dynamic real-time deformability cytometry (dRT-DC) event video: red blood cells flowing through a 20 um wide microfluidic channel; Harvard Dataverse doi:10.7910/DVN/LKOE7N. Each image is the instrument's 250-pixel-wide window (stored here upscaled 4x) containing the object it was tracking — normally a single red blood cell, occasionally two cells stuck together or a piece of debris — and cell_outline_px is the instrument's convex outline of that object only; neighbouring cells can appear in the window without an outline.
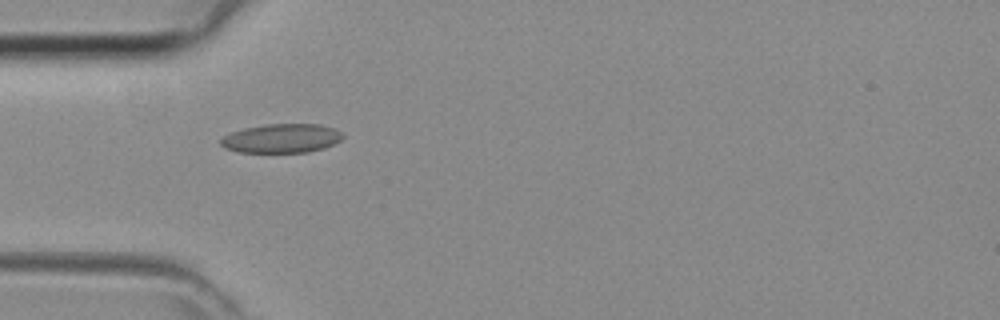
{"species": "common noctule bat (a hibernating species)", "species_latin": "Nyctalus noctula", "temperature_condition": "room temperature", "stored_images_in_passage": 32, "camera_frame_rate_fps": 3000, "um_per_image_px": 0.085, "animal": {"sex": "female", "body_mass_g": 29.2, "forearm_length_mm": 56.3}, "frame": {"image": 1, "passage_image": 1, "time_ms": 0.0, "image_size_px": [1000, 320], "cell_outline_px": [[344, 136], [340, 140], [324, 148], [308, 152], [236, 152], [224, 148], [220, 144], [220, 140], [224, 136], [232, 132], [244, 128], [264, 124], [320, 124], [344, 132]], "centroid_in_image_um": [23.93, 11.76], "position_along_channel_um": 61.1, "area_um2": 20.69}}
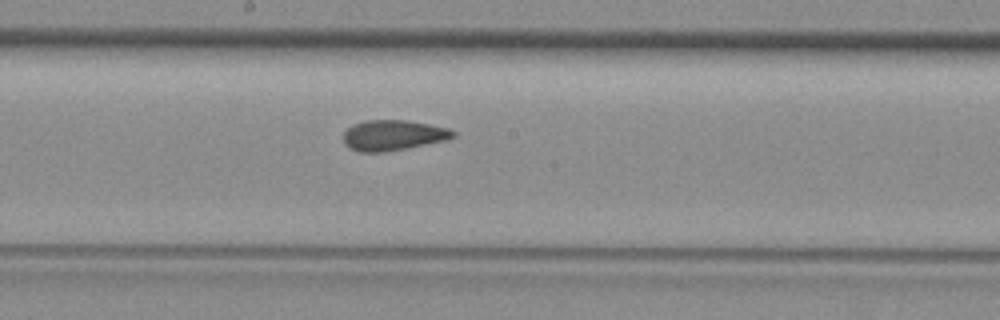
{"frame": {"image": 2, "passage_image": 11, "time_ms": 3.333, "image_size_px": [1000, 320], "cell_outline_px": [[456, 136], [448, 140], [408, 148], [384, 152], [360, 152], [348, 148], [344, 144], [344, 132], [352, 124], [368, 120], [404, 120], [428, 124], [448, 128], [456, 132]], "centroid_in_image_um": [33.42, 11.5], "position_along_channel_um": 214.8, "area_um2": 19.59}}
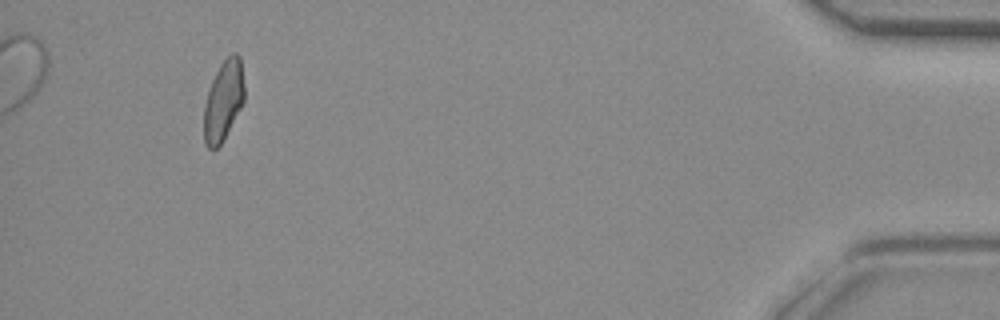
{"frame": {"image": 3, "passage_image": 29, "time_ms": 9.333, "image_size_px": [1000, 320], "cell_outline_px": [[244, 100], [224, 140], [216, 148], [208, 148], [204, 144], [204, 104], [208, 88], [220, 64], [232, 52], [236, 52], [240, 56], [244, 88]], "centroid_in_image_um": [18.98, 8.55], "position_along_channel_um": 416.2, "area_um2": 18.9}}